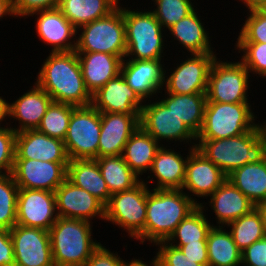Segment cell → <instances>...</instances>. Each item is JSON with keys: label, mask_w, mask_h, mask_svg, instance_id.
<instances>
[{"label": "cell", "mask_w": 266, "mask_h": 266, "mask_svg": "<svg viewBox=\"0 0 266 266\" xmlns=\"http://www.w3.org/2000/svg\"><path fill=\"white\" fill-rule=\"evenodd\" d=\"M76 107L69 104L52 102L42 117L37 130L50 137L64 140L67 134L68 125L72 111Z\"/></svg>", "instance_id": "37"}, {"label": "cell", "mask_w": 266, "mask_h": 266, "mask_svg": "<svg viewBox=\"0 0 266 266\" xmlns=\"http://www.w3.org/2000/svg\"><path fill=\"white\" fill-rule=\"evenodd\" d=\"M148 187L144 181L130 190L112 194L105 205L104 220L123 227L131 237L141 239L146 222Z\"/></svg>", "instance_id": "9"}, {"label": "cell", "mask_w": 266, "mask_h": 266, "mask_svg": "<svg viewBox=\"0 0 266 266\" xmlns=\"http://www.w3.org/2000/svg\"><path fill=\"white\" fill-rule=\"evenodd\" d=\"M19 187L12 174L0 175V229L11 230L17 220Z\"/></svg>", "instance_id": "38"}, {"label": "cell", "mask_w": 266, "mask_h": 266, "mask_svg": "<svg viewBox=\"0 0 266 266\" xmlns=\"http://www.w3.org/2000/svg\"><path fill=\"white\" fill-rule=\"evenodd\" d=\"M146 202L145 239L154 242L167 241L177 225L200 204L180 189H152Z\"/></svg>", "instance_id": "2"}, {"label": "cell", "mask_w": 266, "mask_h": 266, "mask_svg": "<svg viewBox=\"0 0 266 266\" xmlns=\"http://www.w3.org/2000/svg\"><path fill=\"white\" fill-rule=\"evenodd\" d=\"M244 52L241 62L250 71L266 77V43H237Z\"/></svg>", "instance_id": "41"}, {"label": "cell", "mask_w": 266, "mask_h": 266, "mask_svg": "<svg viewBox=\"0 0 266 266\" xmlns=\"http://www.w3.org/2000/svg\"><path fill=\"white\" fill-rule=\"evenodd\" d=\"M192 54L213 53L200 19L195 10L168 29Z\"/></svg>", "instance_id": "32"}, {"label": "cell", "mask_w": 266, "mask_h": 266, "mask_svg": "<svg viewBox=\"0 0 266 266\" xmlns=\"http://www.w3.org/2000/svg\"><path fill=\"white\" fill-rule=\"evenodd\" d=\"M91 233L90 222L59 217L49 229L55 266H84L100 246Z\"/></svg>", "instance_id": "3"}, {"label": "cell", "mask_w": 266, "mask_h": 266, "mask_svg": "<svg viewBox=\"0 0 266 266\" xmlns=\"http://www.w3.org/2000/svg\"><path fill=\"white\" fill-rule=\"evenodd\" d=\"M259 10L266 15V3Z\"/></svg>", "instance_id": "55"}, {"label": "cell", "mask_w": 266, "mask_h": 266, "mask_svg": "<svg viewBox=\"0 0 266 266\" xmlns=\"http://www.w3.org/2000/svg\"><path fill=\"white\" fill-rule=\"evenodd\" d=\"M125 261L108 249L100 246L91 254L84 266H124Z\"/></svg>", "instance_id": "46"}, {"label": "cell", "mask_w": 266, "mask_h": 266, "mask_svg": "<svg viewBox=\"0 0 266 266\" xmlns=\"http://www.w3.org/2000/svg\"><path fill=\"white\" fill-rule=\"evenodd\" d=\"M82 34L76 41V52H103L126 55V33L123 8L118 6L109 15L81 26Z\"/></svg>", "instance_id": "6"}, {"label": "cell", "mask_w": 266, "mask_h": 266, "mask_svg": "<svg viewBox=\"0 0 266 266\" xmlns=\"http://www.w3.org/2000/svg\"><path fill=\"white\" fill-rule=\"evenodd\" d=\"M187 158L162 146L156 152L150 171L158 179L156 189H180L185 180Z\"/></svg>", "instance_id": "28"}, {"label": "cell", "mask_w": 266, "mask_h": 266, "mask_svg": "<svg viewBox=\"0 0 266 266\" xmlns=\"http://www.w3.org/2000/svg\"><path fill=\"white\" fill-rule=\"evenodd\" d=\"M159 148L158 142L139 126L125 144L122 156L130 169L139 176L151 169Z\"/></svg>", "instance_id": "27"}, {"label": "cell", "mask_w": 266, "mask_h": 266, "mask_svg": "<svg viewBox=\"0 0 266 266\" xmlns=\"http://www.w3.org/2000/svg\"><path fill=\"white\" fill-rule=\"evenodd\" d=\"M122 60L120 73L124 80L144 100L161 90L165 82V73L161 60Z\"/></svg>", "instance_id": "21"}, {"label": "cell", "mask_w": 266, "mask_h": 266, "mask_svg": "<svg viewBox=\"0 0 266 266\" xmlns=\"http://www.w3.org/2000/svg\"><path fill=\"white\" fill-rule=\"evenodd\" d=\"M95 160L111 195L130 190L141 182L122 155L100 157Z\"/></svg>", "instance_id": "34"}, {"label": "cell", "mask_w": 266, "mask_h": 266, "mask_svg": "<svg viewBox=\"0 0 266 266\" xmlns=\"http://www.w3.org/2000/svg\"><path fill=\"white\" fill-rule=\"evenodd\" d=\"M142 101L120 73L92 95L91 105L100 112L140 115Z\"/></svg>", "instance_id": "17"}, {"label": "cell", "mask_w": 266, "mask_h": 266, "mask_svg": "<svg viewBox=\"0 0 266 266\" xmlns=\"http://www.w3.org/2000/svg\"><path fill=\"white\" fill-rule=\"evenodd\" d=\"M230 226L233 241L242 252L265 235L262 216L257 208L227 224ZM232 226V227H231Z\"/></svg>", "instance_id": "35"}, {"label": "cell", "mask_w": 266, "mask_h": 266, "mask_svg": "<svg viewBox=\"0 0 266 266\" xmlns=\"http://www.w3.org/2000/svg\"><path fill=\"white\" fill-rule=\"evenodd\" d=\"M195 148L226 175L233 170L263 160V145L256 126L245 134L223 139H199Z\"/></svg>", "instance_id": "4"}, {"label": "cell", "mask_w": 266, "mask_h": 266, "mask_svg": "<svg viewBox=\"0 0 266 266\" xmlns=\"http://www.w3.org/2000/svg\"><path fill=\"white\" fill-rule=\"evenodd\" d=\"M140 126L157 142L166 138L175 141L196 139V135L161 101L143 105Z\"/></svg>", "instance_id": "15"}, {"label": "cell", "mask_w": 266, "mask_h": 266, "mask_svg": "<svg viewBox=\"0 0 266 266\" xmlns=\"http://www.w3.org/2000/svg\"><path fill=\"white\" fill-rule=\"evenodd\" d=\"M210 196V204L217 216L218 223L222 225H227L256 208V205L228 179Z\"/></svg>", "instance_id": "25"}, {"label": "cell", "mask_w": 266, "mask_h": 266, "mask_svg": "<svg viewBox=\"0 0 266 266\" xmlns=\"http://www.w3.org/2000/svg\"><path fill=\"white\" fill-rule=\"evenodd\" d=\"M87 90L93 95L120 74L122 59L103 52H76Z\"/></svg>", "instance_id": "23"}, {"label": "cell", "mask_w": 266, "mask_h": 266, "mask_svg": "<svg viewBox=\"0 0 266 266\" xmlns=\"http://www.w3.org/2000/svg\"><path fill=\"white\" fill-rule=\"evenodd\" d=\"M247 5V8L251 10H259L265 3L266 0H242Z\"/></svg>", "instance_id": "51"}, {"label": "cell", "mask_w": 266, "mask_h": 266, "mask_svg": "<svg viewBox=\"0 0 266 266\" xmlns=\"http://www.w3.org/2000/svg\"><path fill=\"white\" fill-rule=\"evenodd\" d=\"M248 104L206 102L203 126L196 140L235 137L252 130L256 124Z\"/></svg>", "instance_id": "5"}, {"label": "cell", "mask_w": 266, "mask_h": 266, "mask_svg": "<svg viewBox=\"0 0 266 266\" xmlns=\"http://www.w3.org/2000/svg\"><path fill=\"white\" fill-rule=\"evenodd\" d=\"M248 69L243 63L213 61L208 76L206 102L248 103Z\"/></svg>", "instance_id": "10"}, {"label": "cell", "mask_w": 266, "mask_h": 266, "mask_svg": "<svg viewBox=\"0 0 266 266\" xmlns=\"http://www.w3.org/2000/svg\"><path fill=\"white\" fill-rule=\"evenodd\" d=\"M241 263L247 266H266V237L255 241L241 252Z\"/></svg>", "instance_id": "44"}, {"label": "cell", "mask_w": 266, "mask_h": 266, "mask_svg": "<svg viewBox=\"0 0 266 266\" xmlns=\"http://www.w3.org/2000/svg\"><path fill=\"white\" fill-rule=\"evenodd\" d=\"M16 134L11 127H0V175L11 174L13 171Z\"/></svg>", "instance_id": "43"}, {"label": "cell", "mask_w": 266, "mask_h": 266, "mask_svg": "<svg viewBox=\"0 0 266 266\" xmlns=\"http://www.w3.org/2000/svg\"><path fill=\"white\" fill-rule=\"evenodd\" d=\"M0 266H15L14 247L10 230L0 229Z\"/></svg>", "instance_id": "48"}, {"label": "cell", "mask_w": 266, "mask_h": 266, "mask_svg": "<svg viewBox=\"0 0 266 266\" xmlns=\"http://www.w3.org/2000/svg\"><path fill=\"white\" fill-rule=\"evenodd\" d=\"M118 0H60L58 9L76 29L109 15L118 7Z\"/></svg>", "instance_id": "30"}, {"label": "cell", "mask_w": 266, "mask_h": 266, "mask_svg": "<svg viewBox=\"0 0 266 266\" xmlns=\"http://www.w3.org/2000/svg\"><path fill=\"white\" fill-rule=\"evenodd\" d=\"M124 266H148V265L143 263L141 260L134 259L130 263H125Z\"/></svg>", "instance_id": "54"}, {"label": "cell", "mask_w": 266, "mask_h": 266, "mask_svg": "<svg viewBox=\"0 0 266 266\" xmlns=\"http://www.w3.org/2000/svg\"><path fill=\"white\" fill-rule=\"evenodd\" d=\"M206 101V93L169 94L161 100L196 136L203 126Z\"/></svg>", "instance_id": "31"}, {"label": "cell", "mask_w": 266, "mask_h": 266, "mask_svg": "<svg viewBox=\"0 0 266 266\" xmlns=\"http://www.w3.org/2000/svg\"><path fill=\"white\" fill-rule=\"evenodd\" d=\"M157 244H160V249L156 258L151 262L153 266H202L198 260L190 259L179 248L166 241Z\"/></svg>", "instance_id": "42"}, {"label": "cell", "mask_w": 266, "mask_h": 266, "mask_svg": "<svg viewBox=\"0 0 266 266\" xmlns=\"http://www.w3.org/2000/svg\"><path fill=\"white\" fill-rule=\"evenodd\" d=\"M5 14L15 15L13 0H0V18Z\"/></svg>", "instance_id": "49"}, {"label": "cell", "mask_w": 266, "mask_h": 266, "mask_svg": "<svg viewBox=\"0 0 266 266\" xmlns=\"http://www.w3.org/2000/svg\"><path fill=\"white\" fill-rule=\"evenodd\" d=\"M60 0H13L15 15L29 16L31 13L57 8Z\"/></svg>", "instance_id": "45"}, {"label": "cell", "mask_w": 266, "mask_h": 266, "mask_svg": "<svg viewBox=\"0 0 266 266\" xmlns=\"http://www.w3.org/2000/svg\"><path fill=\"white\" fill-rule=\"evenodd\" d=\"M34 13L40 14L36 24L38 36L53 46L52 52H69L76 49V42L73 44L68 40L76 35L77 29L58 8L36 11L30 15Z\"/></svg>", "instance_id": "22"}, {"label": "cell", "mask_w": 266, "mask_h": 266, "mask_svg": "<svg viewBox=\"0 0 266 266\" xmlns=\"http://www.w3.org/2000/svg\"><path fill=\"white\" fill-rule=\"evenodd\" d=\"M126 55L136 60H161L162 26L154 13L123 9Z\"/></svg>", "instance_id": "7"}, {"label": "cell", "mask_w": 266, "mask_h": 266, "mask_svg": "<svg viewBox=\"0 0 266 266\" xmlns=\"http://www.w3.org/2000/svg\"><path fill=\"white\" fill-rule=\"evenodd\" d=\"M66 178L74 185L85 189L104 205L108 203L111 194L95 159L70 160Z\"/></svg>", "instance_id": "26"}, {"label": "cell", "mask_w": 266, "mask_h": 266, "mask_svg": "<svg viewBox=\"0 0 266 266\" xmlns=\"http://www.w3.org/2000/svg\"><path fill=\"white\" fill-rule=\"evenodd\" d=\"M256 208L259 210V212L262 216L264 231H265V235H266V202L258 204L256 206Z\"/></svg>", "instance_id": "52"}, {"label": "cell", "mask_w": 266, "mask_h": 266, "mask_svg": "<svg viewBox=\"0 0 266 266\" xmlns=\"http://www.w3.org/2000/svg\"><path fill=\"white\" fill-rule=\"evenodd\" d=\"M15 159H34L48 162H69L63 140L50 137L37 129L17 132Z\"/></svg>", "instance_id": "18"}, {"label": "cell", "mask_w": 266, "mask_h": 266, "mask_svg": "<svg viewBox=\"0 0 266 266\" xmlns=\"http://www.w3.org/2000/svg\"><path fill=\"white\" fill-rule=\"evenodd\" d=\"M140 126V115L101 112L98 158L122 155L125 144Z\"/></svg>", "instance_id": "19"}, {"label": "cell", "mask_w": 266, "mask_h": 266, "mask_svg": "<svg viewBox=\"0 0 266 266\" xmlns=\"http://www.w3.org/2000/svg\"><path fill=\"white\" fill-rule=\"evenodd\" d=\"M204 206L200 205L192 211L185 219H183L175 228V231L166 242L179 239V243L172 246H183L189 243H198V241H207V236L212 228L208 220L203 214Z\"/></svg>", "instance_id": "36"}, {"label": "cell", "mask_w": 266, "mask_h": 266, "mask_svg": "<svg viewBox=\"0 0 266 266\" xmlns=\"http://www.w3.org/2000/svg\"><path fill=\"white\" fill-rule=\"evenodd\" d=\"M173 71L166 80L167 94H197L206 93L208 76L213 61L214 53L192 54Z\"/></svg>", "instance_id": "14"}, {"label": "cell", "mask_w": 266, "mask_h": 266, "mask_svg": "<svg viewBox=\"0 0 266 266\" xmlns=\"http://www.w3.org/2000/svg\"><path fill=\"white\" fill-rule=\"evenodd\" d=\"M227 179L256 206L266 202V162L246 165L233 170Z\"/></svg>", "instance_id": "29"}, {"label": "cell", "mask_w": 266, "mask_h": 266, "mask_svg": "<svg viewBox=\"0 0 266 266\" xmlns=\"http://www.w3.org/2000/svg\"><path fill=\"white\" fill-rule=\"evenodd\" d=\"M68 164L69 162L15 159L11 174L19 188L55 192L66 179Z\"/></svg>", "instance_id": "12"}, {"label": "cell", "mask_w": 266, "mask_h": 266, "mask_svg": "<svg viewBox=\"0 0 266 266\" xmlns=\"http://www.w3.org/2000/svg\"><path fill=\"white\" fill-rule=\"evenodd\" d=\"M36 84L53 102L84 107L91 105L76 51L52 52L39 72Z\"/></svg>", "instance_id": "1"}, {"label": "cell", "mask_w": 266, "mask_h": 266, "mask_svg": "<svg viewBox=\"0 0 266 266\" xmlns=\"http://www.w3.org/2000/svg\"><path fill=\"white\" fill-rule=\"evenodd\" d=\"M34 89L23 94L14 103L6 102L5 116L15 117L21 126L13 128L17 133L23 130L37 129L47 108L53 102L52 97L37 84Z\"/></svg>", "instance_id": "24"}, {"label": "cell", "mask_w": 266, "mask_h": 266, "mask_svg": "<svg viewBox=\"0 0 266 266\" xmlns=\"http://www.w3.org/2000/svg\"><path fill=\"white\" fill-rule=\"evenodd\" d=\"M222 226H213L207 236L209 266H237L241 263V251L233 241L230 232Z\"/></svg>", "instance_id": "33"}, {"label": "cell", "mask_w": 266, "mask_h": 266, "mask_svg": "<svg viewBox=\"0 0 266 266\" xmlns=\"http://www.w3.org/2000/svg\"><path fill=\"white\" fill-rule=\"evenodd\" d=\"M174 247L179 248L190 259L198 260V263L202 266H209L207 241H198V243H189Z\"/></svg>", "instance_id": "47"}, {"label": "cell", "mask_w": 266, "mask_h": 266, "mask_svg": "<svg viewBox=\"0 0 266 266\" xmlns=\"http://www.w3.org/2000/svg\"><path fill=\"white\" fill-rule=\"evenodd\" d=\"M5 107H6V101L0 97V121L4 120L5 116Z\"/></svg>", "instance_id": "53"}, {"label": "cell", "mask_w": 266, "mask_h": 266, "mask_svg": "<svg viewBox=\"0 0 266 266\" xmlns=\"http://www.w3.org/2000/svg\"><path fill=\"white\" fill-rule=\"evenodd\" d=\"M58 217L89 221L96 215L104 219L105 205L67 178L55 190Z\"/></svg>", "instance_id": "16"}, {"label": "cell", "mask_w": 266, "mask_h": 266, "mask_svg": "<svg viewBox=\"0 0 266 266\" xmlns=\"http://www.w3.org/2000/svg\"><path fill=\"white\" fill-rule=\"evenodd\" d=\"M56 210L55 192L19 188L16 224L49 231L59 218Z\"/></svg>", "instance_id": "13"}, {"label": "cell", "mask_w": 266, "mask_h": 266, "mask_svg": "<svg viewBox=\"0 0 266 266\" xmlns=\"http://www.w3.org/2000/svg\"><path fill=\"white\" fill-rule=\"evenodd\" d=\"M259 139L263 145V159L266 162V122L264 126L256 124Z\"/></svg>", "instance_id": "50"}, {"label": "cell", "mask_w": 266, "mask_h": 266, "mask_svg": "<svg viewBox=\"0 0 266 266\" xmlns=\"http://www.w3.org/2000/svg\"><path fill=\"white\" fill-rule=\"evenodd\" d=\"M100 132L101 112L92 105L76 107L63 140L69 159L98 158Z\"/></svg>", "instance_id": "8"}, {"label": "cell", "mask_w": 266, "mask_h": 266, "mask_svg": "<svg viewBox=\"0 0 266 266\" xmlns=\"http://www.w3.org/2000/svg\"><path fill=\"white\" fill-rule=\"evenodd\" d=\"M154 1V0H153ZM157 9L153 10L161 26L170 28L194 11L190 0H155Z\"/></svg>", "instance_id": "39"}, {"label": "cell", "mask_w": 266, "mask_h": 266, "mask_svg": "<svg viewBox=\"0 0 266 266\" xmlns=\"http://www.w3.org/2000/svg\"><path fill=\"white\" fill-rule=\"evenodd\" d=\"M249 12L237 43H266V15L260 10Z\"/></svg>", "instance_id": "40"}, {"label": "cell", "mask_w": 266, "mask_h": 266, "mask_svg": "<svg viewBox=\"0 0 266 266\" xmlns=\"http://www.w3.org/2000/svg\"><path fill=\"white\" fill-rule=\"evenodd\" d=\"M15 266H55L49 231L16 224L10 230Z\"/></svg>", "instance_id": "11"}, {"label": "cell", "mask_w": 266, "mask_h": 266, "mask_svg": "<svg viewBox=\"0 0 266 266\" xmlns=\"http://www.w3.org/2000/svg\"><path fill=\"white\" fill-rule=\"evenodd\" d=\"M226 180L227 175L192 146L182 189L187 188L196 196H210Z\"/></svg>", "instance_id": "20"}]
</instances>
